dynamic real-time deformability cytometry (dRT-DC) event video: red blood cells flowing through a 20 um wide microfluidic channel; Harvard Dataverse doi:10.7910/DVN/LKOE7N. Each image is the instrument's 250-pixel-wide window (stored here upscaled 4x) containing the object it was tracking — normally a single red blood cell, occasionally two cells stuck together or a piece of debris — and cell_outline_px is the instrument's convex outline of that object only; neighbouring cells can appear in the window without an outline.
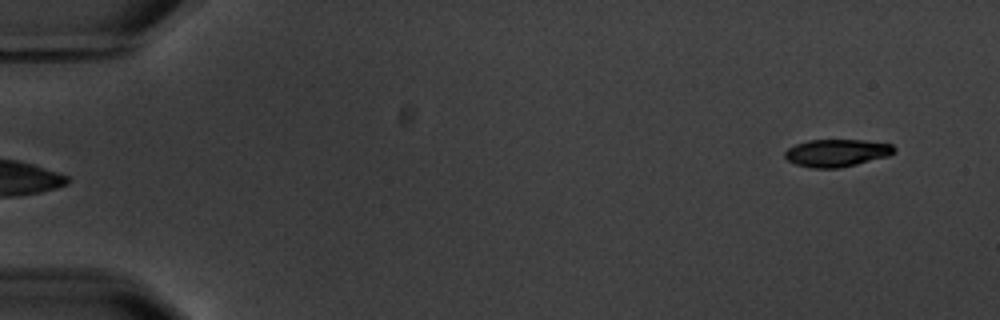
{"species": "common noctule bat (a hibernating species)", "species_latin": "Nyctalus noctula", "temperature_condition": "warm", "stored_images_in_passage": 5, "camera_frame_rate_fps": 3000, "um_per_image_px": 0.085, "animal": {"sex": "male", "body_mass_g": 20.1, "forearm_length_mm": 53.5}, "frame": {"image": 1, "passage_image": 5, "time_ms": 5.0, "image_size_px": [1000, 320], "cell_outline_px": [[896, 152], [888, 156], [840, 168], [812, 168], [796, 164], [788, 160], [784, 156], [784, 152], [788, 148], [796, 144], [808, 140], [864, 140], [892, 144], [896, 148]], "centroid_in_image_um": [71.13, 12.99], "position_along_channel_um": 13.9, "area_um2": 17.51}}